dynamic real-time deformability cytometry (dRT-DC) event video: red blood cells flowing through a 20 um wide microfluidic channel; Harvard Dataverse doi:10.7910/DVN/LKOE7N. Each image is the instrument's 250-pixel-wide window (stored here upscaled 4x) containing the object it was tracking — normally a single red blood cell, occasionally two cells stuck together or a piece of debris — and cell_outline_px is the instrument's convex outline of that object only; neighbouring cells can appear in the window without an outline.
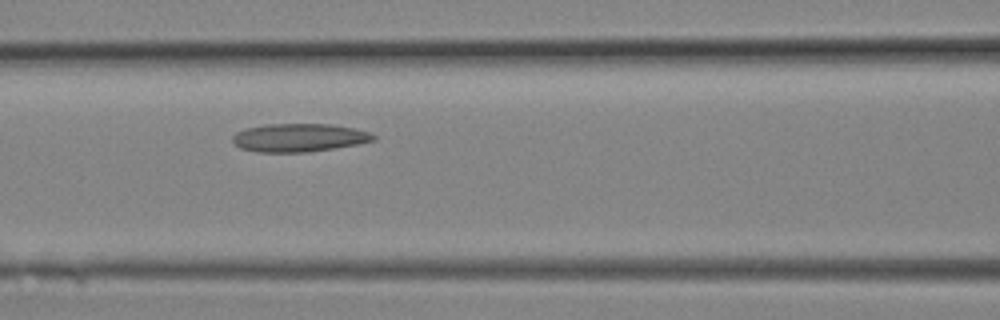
{"species": "Egyptian fruit bat (a non-hibernating species)", "species_latin": "Rousettus aegyptiacus", "temperature_condition": "room temperature", "stored_images_in_passage": 8, "camera_frame_rate_fps": 3000, "um_per_image_px": 0.085, "animal": {"sex": "female"}, "frame": {"image": 1, "passage_image": 7, "time_ms": 2.0, "image_size_px": [1000, 320], "cell_outline_px": [[376, 140], [356, 144], [308, 152], [256, 152], [240, 148], [232, 140], [232, 136], [236, 132], [244, 128], [264, 124], [328, 124], [352, 128], [368, 132], [376, 136]], "centroid_in_image_um": [25.36, 11.7], "position_along_channel_um": 141.2, "area_um2": 23.06}}
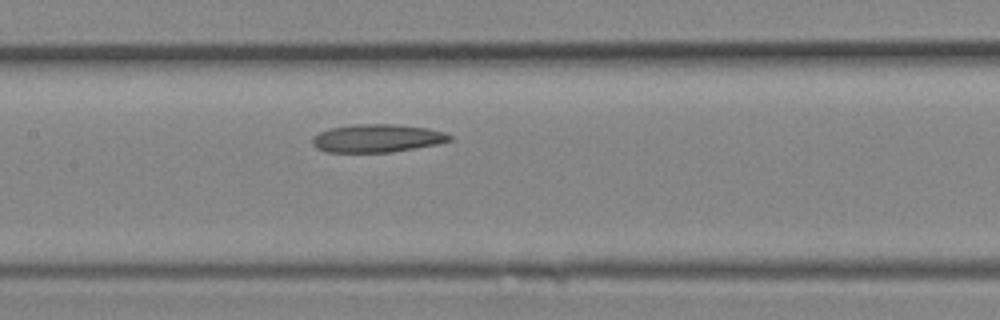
{"frame": {"image": 2, "passage_image": 8, "time_ms": 2.333, "image_size_px": [1000, 320], "cell_outline_px": [[452, 140], [436, 144], [392, 152], [324, 152], [316, 148], [312, 144], [312, 136], [320, 132], [332, 128], [352, 124], [392, 124], [428, 128], [444, 132], [452, 136]], "centroid_in_image_um": [32.03, 11.75], "position_along_channel_um": 175.4, "area_um2": 22.43}}